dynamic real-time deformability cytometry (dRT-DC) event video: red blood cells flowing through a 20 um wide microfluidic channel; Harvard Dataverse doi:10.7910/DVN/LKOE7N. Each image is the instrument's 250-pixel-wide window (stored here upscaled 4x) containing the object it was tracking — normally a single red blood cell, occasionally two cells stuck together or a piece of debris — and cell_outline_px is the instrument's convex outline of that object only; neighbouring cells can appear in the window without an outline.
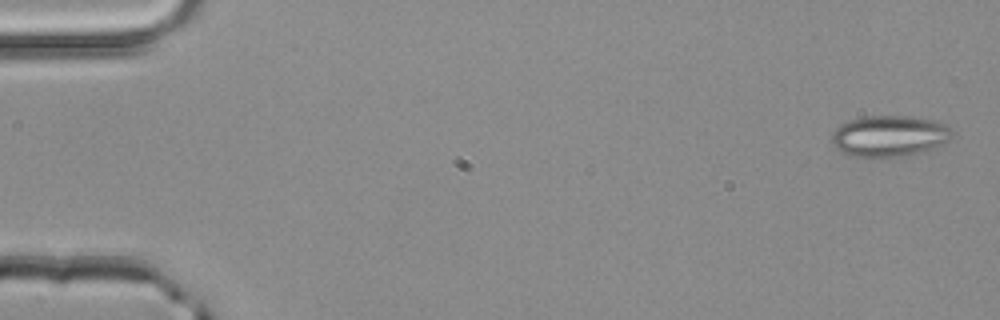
{"species": "common noctule bat (a hibernating species)", "species_latin": "Nyctalus noctula", "temperature_condition": "room temperature", "stored_images_in_passage": 5, "camera_frame_rate_fps": 3000, "um_per_image_px": 0.085, "animal": {"sex": "male", "body_mass_g": 20.4}, "frame": {"image": 1, "passage_image": 1, "time_ms": 0.0, "image_size_px": [1000, 320], "cell_outline_px": [[952, 136], [948, 140], [928, 152], [908, 156], [880, 160], [872, 160], [852, 156], [840, 152], [832, 144], [832, 132], [840, 124], [852, 120], [868, 116], [912, 116], [936, 120], [944, 124], [952, 132]], "centroid_in_image_um": [75.58, 11.62], "position_along_channel_um": 9.4, "area_um2": 29.88}}